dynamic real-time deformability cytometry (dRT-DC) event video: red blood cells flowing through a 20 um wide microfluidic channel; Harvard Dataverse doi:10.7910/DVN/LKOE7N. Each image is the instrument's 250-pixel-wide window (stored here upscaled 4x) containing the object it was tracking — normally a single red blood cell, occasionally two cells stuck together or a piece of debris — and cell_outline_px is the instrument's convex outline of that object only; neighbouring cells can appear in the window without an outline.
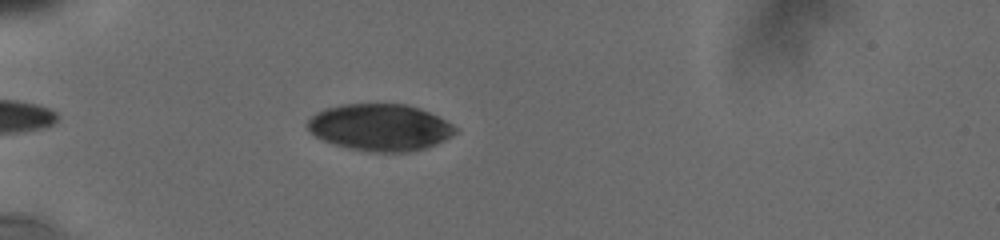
{"species": "human", "species_latin": "Homo sapiens", "temperature_condition": "cold", "stored_images_in_passage": 50, "camera_frame_rate_fps": 3000, "um_per_image_px": 0.085, "donor": {"sex": "male"}, "frame": {"image": 1, "passage_image": 3, "time_ms": 1.0, "image_size_px": [1000, 240], "cell_outline_px": [[460, 128], [452, 136], [436, 144], [412, 152], [372, 152], [348, 148], [332, 144], [316, 136], [304, 124], [316, 112], [324, 108], [340, 104], [404, 104], [420, 108]], "centroid_in_image_um": [32.29, 10.83], "position_along_channel_um": 52.7, "area_um2": 40.46}}
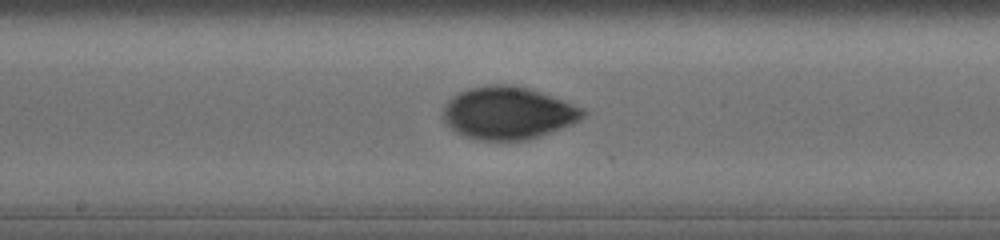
{"frame": {"image": 2, "passage_image": 18, "time_ms": 5.667, "image_size_px": [1000, 240], "cell_outline_px": [[584, 116], [580, 120], [572, 124], [540, 136], [528, 140], [480, 140], [464, 136], [456, 132], [444, 120], [444, 108], [448, 100], [452, 96], [468, 88], [488, 84], [516, 84], [540, 92], [584, 108]], "centroid_in_image_um": [43.18, 9.59], "position_along_channel_um": 205.0, "area_um2": 42.71}}
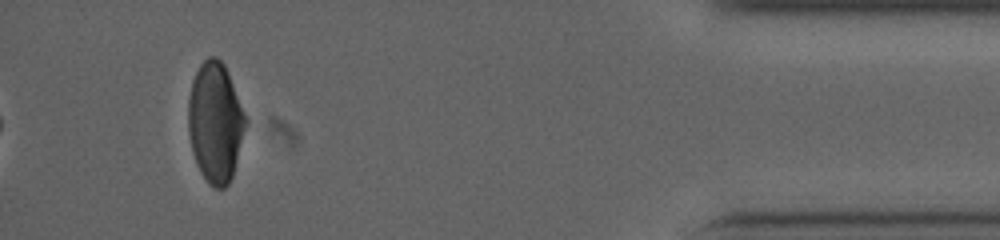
{"frame": {"image": 3, "passage_image": 46, "time_ms": 12.667, "image_size_px": [1000, 240], "cell_outline_px": [[248, 120], [232, 176], [228, 184], [224, 188], [216, 188], [208, 184], [200, 172], [196, 164], [192, 152], [188, 132], [188, 100], [192, 80], [200, 64], [208, 56], [216, 56], [224, 64], [228, 72]], "centroid_in_image_um": [18.29, 10.39], "position_along_channel_um": 416.9, "area_um2": 40.34}, "authors_computed_cell_mechanics": {"area_um2": 41.905, "velocity_mm_per_s": 3.7792, "shape_relaxation_time_tau1_ms": 4.0773, "shape_relaxation_time_tau2_ms": 1.3387, "deformation_change_tau1": 0.1211, "deformation_change_tau2": 0.0319}}